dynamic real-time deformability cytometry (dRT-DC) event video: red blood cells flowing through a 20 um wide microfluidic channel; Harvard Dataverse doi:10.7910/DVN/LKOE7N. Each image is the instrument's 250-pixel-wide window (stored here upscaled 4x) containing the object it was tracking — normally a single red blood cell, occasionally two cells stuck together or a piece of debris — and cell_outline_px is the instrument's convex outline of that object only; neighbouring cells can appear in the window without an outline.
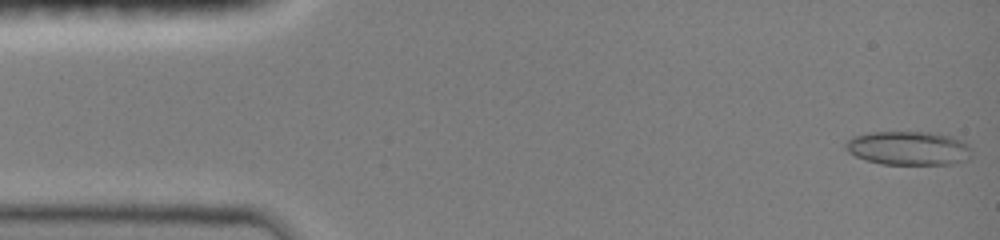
{"species": "common noctule bat (a hibernating species)", "species_latin": "Nyctalus noctula", "temperature_condition": "room temperature", "stored_images_in_passage": 47, "camera_frame_rate_fps": 3000, "um_per_image_px": 0.085, "animal": {"sex": "female", "body_mass_g": 19.0, "forearm_length_mm": 51.5}, "frame": {"image": 1, "passage_image": 1, "time_ms": 0.0, "image_size_px": [1000, 240], "cell_outline_px": [[972, 156], [968, 160], [952, 164], [880, 164], [864, 160], [848, 152], [844, 148], [844, 144], [852, 136], [872, 132], [928, 132], [952, 136], [960, 140], [972, 152]], "centroid_in_image_um": [77.19, 12.6], "position_along_channel_um": 7.8, "area_um2": 24.97}}
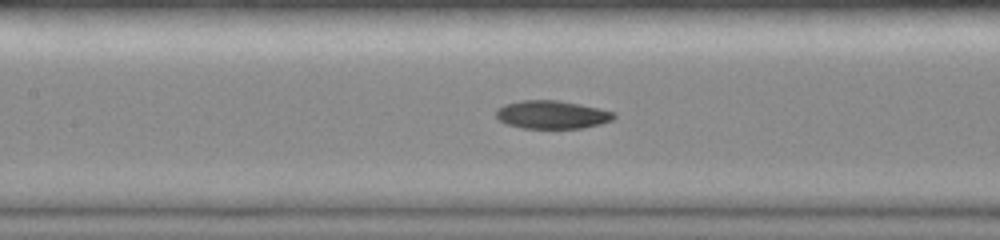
{"frame": {"image": 2, "passage_image": 21, "time_ms": 6.667, "image_size_px": [1000, 240], "cell_outline_px": [[616, 116], [612, 120], [600, 124], [584, 128], [520, 128], [508, 124], [500, 120], [496, 116], [496, 108], [504, 104], [520, 100], [556, 100], [580, 104], [600, 108], [616, 112]], "centroid_in_image_um": [46.93, 9.74], "position_along_channel_um": 160.5, "area_um2": 19.48}}
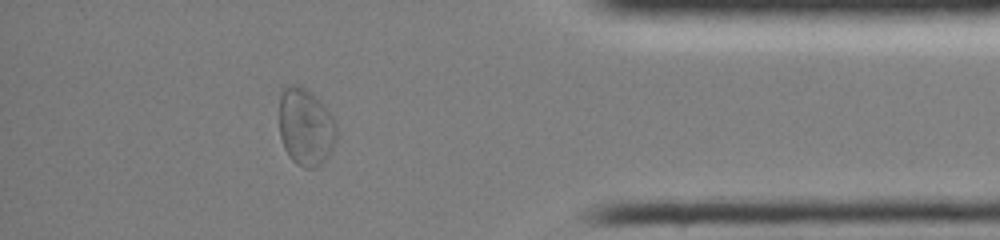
{"frame": {"image": 3, "passage_image": 41, "time_ms": 13.333, "image_size_px": [1000, 240], "cell_outline_px": [[336, 140], [328, 156], [316, 168], [304, 168], [296, 164], [288, 156], [284, 148], [280, 136], [280, 88], [292, 84], [300, 84], [316, 96], [324, 104], [332, 116], [336, 124]], "centroid_in_image_um": [25.97, 10.77], "position_along_channel_um": 409.2, "area_um2": 26.18}, "authors_computed_cell_mechanics": {"area_um2": 20.8658, "velocity_mm_per_s": 4.0347, "shape_relaxation_time_tau1_ms": null, "shape_relaxation_time_tau2_ms": 3.8205, "deformation_change_tau1": null, "deformation_change_tau2": 0.0708}}